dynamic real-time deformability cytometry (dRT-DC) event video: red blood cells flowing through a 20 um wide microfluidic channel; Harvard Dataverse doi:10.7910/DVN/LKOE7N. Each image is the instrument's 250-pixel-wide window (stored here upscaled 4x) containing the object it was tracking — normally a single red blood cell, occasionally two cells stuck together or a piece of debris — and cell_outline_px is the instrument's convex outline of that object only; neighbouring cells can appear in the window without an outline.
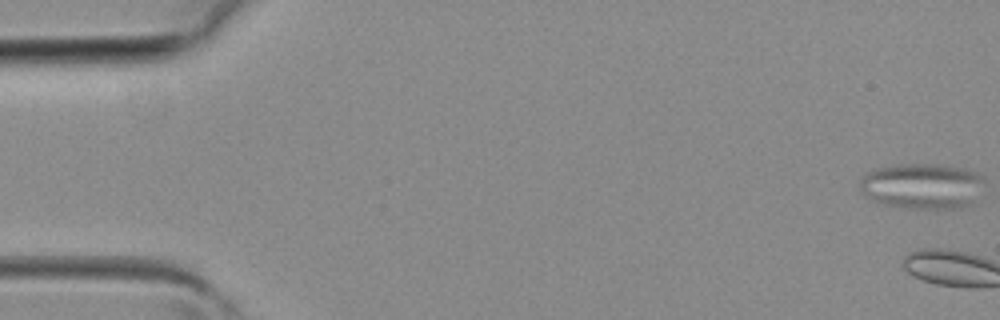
{"species": "common noctule bat (a hibernating species)", "species_latin": "Nyctalus noctula", "temperature_condition": "room temperature", "stored_images_in_passage": 5, "camera_frame_rate_fps": 3000, "um_per_image_px": 0.085, "animal": {"sex": "female", "body_mass_g": 19.3, "forearm_length_mm": 54.1}, "frame": {"image": 1, "passage_image": 1, "time_ms": 0.0, "image_size_px": [1000, 320], "cell_outline_px": [[984, 180], [972, 200], [968, 204], [960, 208], [900, 208], [884, 204], [872, 200], [864, 196], [860, 188], [860, 180], [868, 172], [876, 168], [892, 164], [936, 164], [964, 168], [976, 172], [984, 176]], "centroid_in_image_um": [78.33, 15.8], "position_along_channel_um": 6.7, "area_um2": 33.0}}